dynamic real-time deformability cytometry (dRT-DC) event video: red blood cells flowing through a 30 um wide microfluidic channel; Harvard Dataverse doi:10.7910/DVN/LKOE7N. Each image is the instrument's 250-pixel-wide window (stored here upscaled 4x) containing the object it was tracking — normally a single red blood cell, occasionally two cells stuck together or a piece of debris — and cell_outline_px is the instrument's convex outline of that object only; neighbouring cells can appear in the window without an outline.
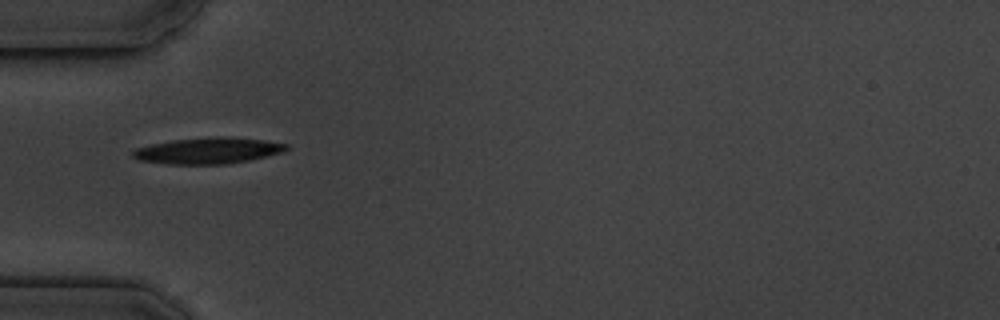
{"species": "common noctule bat (a hibernating species)", "species_latin": "Nyctalus noctula", "temperature_condition": "cold", "stored_images_in_passage": 5, "camera_frame_rate_fps": 3000, "um_per_image_px": 0.085, "animal": {"sex": "male", "body_mass_g": 19.5, "forearm_length_mm": 54.6}, "frame": {"image": 1, "passage_image": 1, "time_ms": 0.0, "image_size_px": [1000, 320], "cell_outline_px": [[288, 148], [284, 152], [248, 160], [228, 164], [168, 164], [140, 160], [132, 156], [132, 152], [136, 148], [148, 144], [172, 140], [220, 136], [232, 136], [264, 140], [288, 144]], "centroid_in_image_um": [17.69, 12.79], "position_along_channel_um": 67.3, "area_um2": 23.52}}
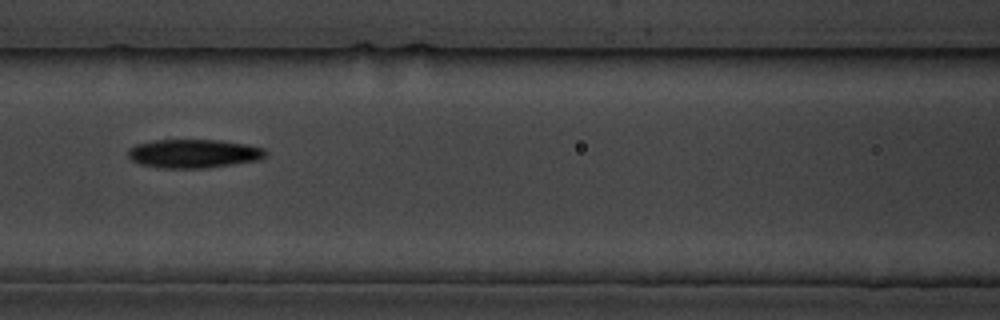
{"frame": {"image": 2, "passage_image": 3, "time_ms": 2.333, "image_size_px": [1000, 320], "cell_outline_px": [[268, 152], [260, 160], [204, 168], [160, 168], [140, 164], [132, 160], [128, 156], [128, 148], [136, 144], [152, 140], [220, 140], [244, 144], [264, 148]], "centroid_in_image_um": [16.44, 13.05], "position_along_channel_um": 150.2, "area_um2": 23.0}}
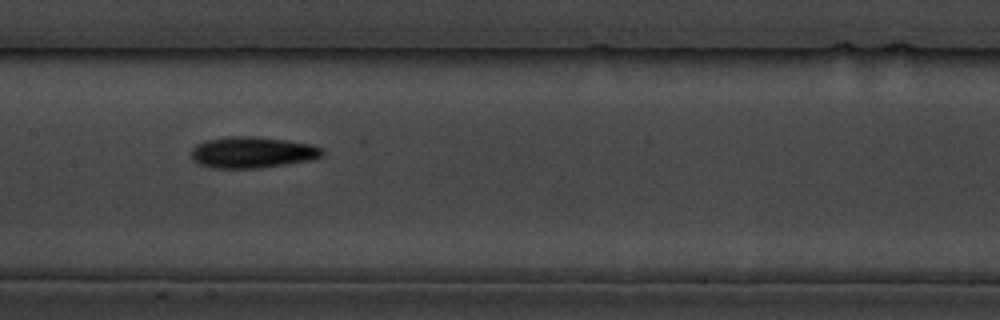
{"frame": {"image": 3, "passage_image": 4, "time_ms": 3.333, "image_size_px": [1000, 320], "cell_outline_px": [[324, 152], [320, 156], [308, 160], [260, 168], [212, 168], [200, 164], [192, 160], [192, 148], [196, 144], [204, 140], [228, 136], [252, 136], [288, 140], [312, 144], [324, 148]], "centroid_in_image_um": [21.42, 12.94], "position_along_channel_um": 186.0, "area_um2": 23.93}}